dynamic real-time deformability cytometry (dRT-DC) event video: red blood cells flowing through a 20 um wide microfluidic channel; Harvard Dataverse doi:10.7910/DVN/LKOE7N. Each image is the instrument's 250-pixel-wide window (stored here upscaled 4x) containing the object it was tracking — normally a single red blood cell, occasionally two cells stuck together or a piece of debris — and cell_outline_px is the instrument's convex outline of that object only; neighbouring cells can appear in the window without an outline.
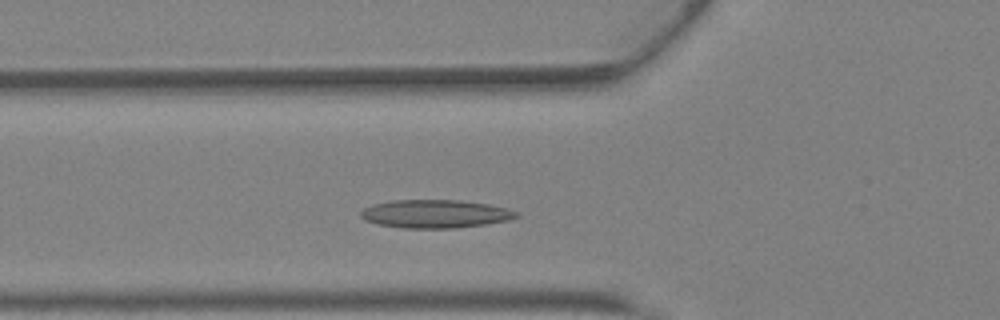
{"species": "Egyptian fruit bat (a non-hibernating species)", "species_latin": "Rousettus aegyptiacus", "temperature_condition": "warm", "stored_images_in_passage": 28, "camera_frame_rate_fps": 3000, "um_per_image_px": 0.085, "animal": {"sex": "female"}, "frame": {"image": 1, "passage_image": 8, "time_ms": 2.333, "image_size_px": [1000, 320], "cell_outline_px": [[520, 216], [508, 220], [484, 224], [456, 228], [404, 228], [376, 224], [364, 220], [360, 216], [360, 212], [364, 208], [372, 204], [392, 200], [460, 200], [488, 204], [508, 208], [520, 212]], "centroid_in_image_um": [37.0, 18.17], "position_along_channel_um": 88.8, "area_um2": 25.78}}
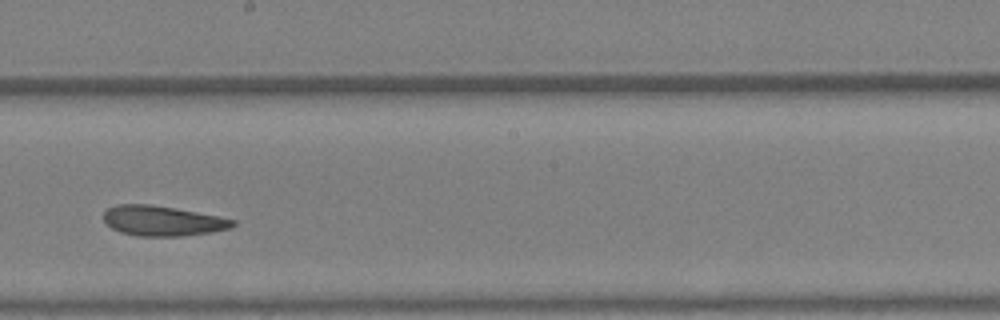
{"frame": {"image": 2, "passage_image": 17, "time_ms": 5.333, "image_size_px": [1000, 320], "cell_outline_px": [[236, 224], [228, 228], [212, 232], [180, 236], [136, 236], [120, 232], [112, 228], [104, 220], [104, 212], [108, 208], [116, 204], [148, 204], [220, 216], [236, 220]], "centroid_in_image_um": [13.8, 18.77], "position_along_channel_um": 234.4, "area_um2": 22.48}}
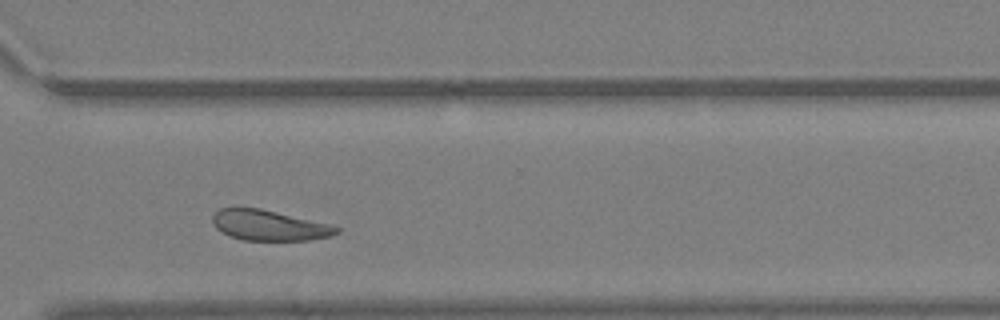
{"frame": {"image": 3, "passage_image": 24, "time_ms": 7.667, "image_size_px": [1000, 320], "cell_outline_px": [[340, 232], [328, 236], [308, 240], [244, 240], [228, 236], [216, 228], [212, 224], [212, 216], [220, 208], [260, 208], [332, 224], [340, 228]], "centroid_in_image_um": [22.87, 19.15], "position_along_channel_um": 347.7, "area_um2": 22.02}, "authors_computed_cell_mechanics": {"area_um2": 23.5246, "velocity_mm_per_s": 4.8364, "shape_relaxation_time_tau1_ms": 6.3651, "shape_relaxation_time_tau2_ms": 5.2233, "deformation_change_tau1": 0.1689, "deformation_change_tau2": 0.0944}}